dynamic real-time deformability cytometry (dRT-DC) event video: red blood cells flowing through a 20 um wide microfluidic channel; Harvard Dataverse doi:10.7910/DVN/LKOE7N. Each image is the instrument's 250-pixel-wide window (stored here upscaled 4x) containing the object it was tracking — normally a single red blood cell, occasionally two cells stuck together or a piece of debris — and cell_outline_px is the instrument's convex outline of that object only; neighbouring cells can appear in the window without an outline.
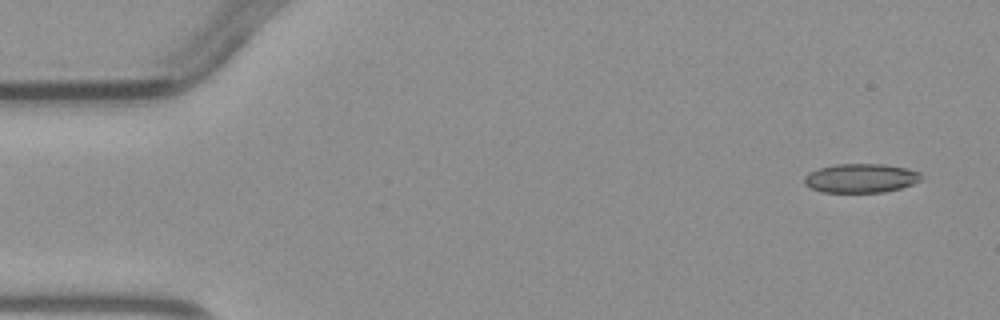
{"species": "common noctule bat (a hibernating species)", "species_latin": "Nyctalus noctula", "temperature_condition": "warm", "stored_images_in_passage": 3, "camera_frame_rate_fps": 3000, "um_per_image_px": 0.085, "animal": {"sex": "male", "body_mass_g": 23.1, "forearm_length_mm": 52.7}, "frame": {"image": 1, "passage_image": 1, "time_ms": 0.0, "image_size_px": [1000, 320], "cell_outline_px": [[924, 176], [920, 180], [912, 184], [900, 188], [884, 192], [824, 192], [812, 188], [804, 184], [804, 176], [808, 172], [820, 168], [836, 164], [884, 164], [908, 168], [920, 172]], "centroid_in_image_um": [73.19, 15.14], "position_along_channel_um": 11.8, "area_um2": 19.83}}